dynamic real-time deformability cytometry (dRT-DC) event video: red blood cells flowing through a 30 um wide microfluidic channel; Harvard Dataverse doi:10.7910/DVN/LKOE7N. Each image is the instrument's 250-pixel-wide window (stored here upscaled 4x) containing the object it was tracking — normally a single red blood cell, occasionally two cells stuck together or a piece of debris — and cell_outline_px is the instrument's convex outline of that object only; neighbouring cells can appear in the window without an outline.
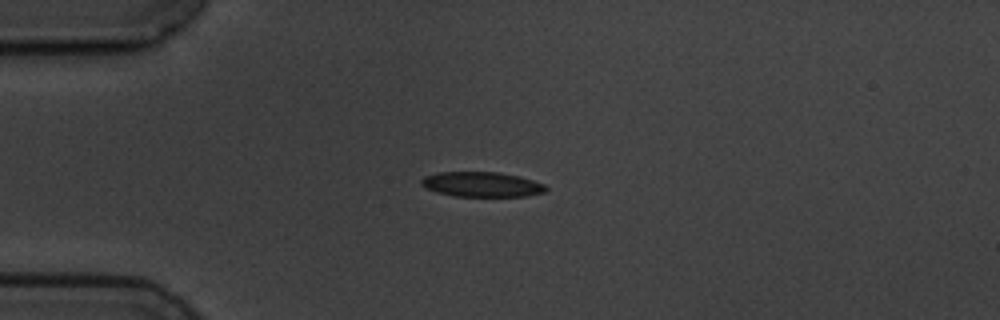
{"species": "common noctule bat (a hibernating species)", "species_latin": "Nyctalus noctula", "temperature_condition": "cold", "stored_images_in_passage": 6, "camera_frame_rate_fps": 3000, "um_per_image_px": 0.085, "animal": {"sex": "male", "body_mass_g": 19.5, "forearm_length_mm": 54.6}, "frame": {"image": 1, "passage_image": 4, "time_ms": 3.333, "image_size_px": [1000, 320], "cell_outline_px": [[548, 188], [544, 192], [528, 196], [452, 196], [436, 192], [420, 184], [420, 180], [424, 176], [436, 172], [500, 172], [532, 180], [544, 184]], "centroid_in_image_um": [40.92, 15.67], "position_along_channel_um": 44.1, "area_um2": 18.09}}
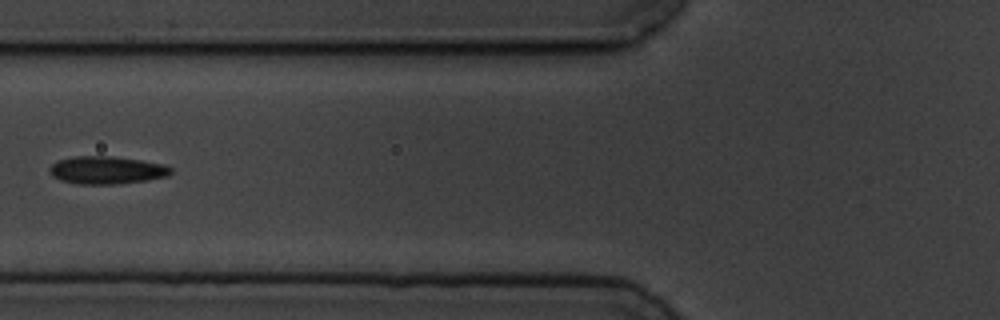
{"frame": {"image": 2, "passage_image": 6, "time_ms": 6.0, "image_size_px": [1000, 320], "cell_outline_px": [[172, 172], [168, 176], [148, 180], [120, 184], [76, 184], [60, 180], [52, 176], [48, 168], [52, 164], [60, 160], [72, 156], [112, 156], [140, 160], [164, 164], [172, 168]], "centroid_in_image_um": [9.07, 14.47], "position_along_channel_um": 116.7, "area_um2": 19.77}}